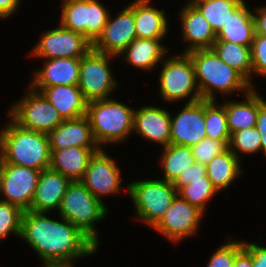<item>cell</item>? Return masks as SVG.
I'll list each match as a JSON object with an SVG mask.
<instances>
[{
	"label": "cell",
	"instance_id": "obj_1",
	"mask_svg": "<svg viewBox=\"0 0 266 267\" xmlns=\"http://www.w3.org/2000/svg\"><path fill=\"white\" fill-rule=\"evenodd\" d=\"M45 212L24 211L21 220V239L38 254L43 265L73 264L99 249L85 234L67 219L46 217Z\"/></svg>",
	"mask_w": 266,
	"mask_h": 267
},
{
	"label": "cell",
	"instance_id": "obj_2",
	"mask_svg": "<svg viewBox=\"0 0 266 267\" xmlns=\"http://www.w3.org/2000/svg\"><path fill=\"white\" fill-rule=\"evenodd\" d=\"M8 122L0 131V153L4 163L41 171L50 168L52 153L48 135L22 128L11 118Z\"/></svg>",
	"mask_w": 266,
	"mask_h": 267
},
{
	"label": "cell",
	"instance_id": "obj_3",
	"mask_svg": "<svg viewBox=\"0 0 266 267\" xmlns=\"http://www.w3.org/2000/svg\"><path fill=\"white\" fill-rule=\"evenodd\" d=\"M187 54L195 68L201 99L216 100V91L232 95L236 91L247 93L252 88L250 83L237 70L221 60L213 49H197Z\"/></svg>",
	"mask_w": 266,
	"mask_h": 267
},
{
	"label": "cell",
	"instance_id": "obj_4",
	"mask_svg": "<svg viewBox=\"0 0 266 267\" xmlns=\"http://www.w3.org/2000/svg\"><path fill=\"white\" fill-rule=\"evenodd\" d=\"M134 112L113 98L89 101L86 116L98 146L125 141L134 130Z\"/></svg>",
	"mask_w": 266,
	"mask_h": 267
},
{
	"label": "cell",
	"instance_id": "obj_5",
	"mask_svg": "<svg viewBox=\"0 0 266 267\" xmlns=\"http://www.w3.org/2000/svg\"><path fill=\"white\" fill-rule=\"evenodd\" d=\"M103 202L97 199L81 181H71L59 209V216L77 227L98 248L99 236L95 223L108 215V208Z\"/></svg>",
	"mask_w": 266,
	"mask_h": 267
},
{
	"label": "cell",
	"instance_id": "obj_6",
	"mask_svg": "<svg viewBox=\"0 0 266 267\" xmlns=\"http://www.w3.org/2000/svg\"><path fill=\"white\" fill-rule=\"evenodd\" d=\"M136 218L154 228L169 209L177 190L173 183L162 179H145L127 184Z\"/></svg>",
	"mask_w": 266,
	"mask_h": 267
},
{
	"label": "cell",
	"instance_id": "obj_7",
	"mask_svg": "<svg viewBox=\"0 0 266 267\" xmlns=\"http://www.w3.org/2000/svg\"><path fill=\"white\" fill-rule=\"evenodd\" d=\"M159 75V94L162 99L171 103L184 101L193 103L201 100L196 81L195 68L190 56L182 53L179 56L165 57Z\"/></svg>",
	"mask_w": 266,
	"mask_h": 267
},
{
	"label": "cell",
	"instance_id": "obj_8",
	"mask_svg": "<svg viewBox=\"0 0 266 267\" xmlns=\"http://www.w3.org/2000/svg\"><path fill=\"white\" fill-rule=\"evenodd\" d=\"M7 115L22 128L46 134L64 121L48 99L31 87L10 107Z\"/></svg>",
	"mask_w": 266,
	"mask_h": 267
},
{
	"label": "cell",
	"instance_id": "obj_9",
	"mask_svg": "<svg viewBox=\"0 0 266 267\" xmlns=\"http://www.w3.org/2000/svg\"><path fill=\"white\" fill-rule=\"evenodd\" d=\"M61 8L60 24L91 44L101 35L110 14L98 0H62Z\"/></svg>",
	"mask_w": 266,
	"mask_h": 267
},
{
	"label": "cell",
	"instance_id": "obj_10",
	"mask_svg": "<svg viewBox=\"0 0 266 267\" xmlns=\"http://www.w3.org/2000/svg\"><path fill=\"white\" fill-rule=\"evenodd\" d=\"M111 58L117 57L93 49L80 58L78 87L88 102L108 99L116 89L118 84L109 68Z\"/></svg>",
	"mask_w": 266,
	"mask_h": 267
},
{
	"label": "cell",
	"instance_id": "obj_11",
	"mask_svg": "<svg viewBox=\"0 0 266 267\" xmlns=\"http://www.w3.org/2000/svg\"><path fill=\"white\" fill-rule=\"evenodd\" d=\"M92 49V44L80 33L59 27L47 30L29 55L42 59L82 58Z\"/></svg>",
	"mask_w": 266,
	"mask_h": 267
},
{
	"label": "cell",
	"instance_id": "obj_12",
	"mask_svg": "<svg viewBox=\"0 0 266 267\" xmlns=\"http://www.w3.org/2000/svg\"><path fill=\"white\" fill-rule=\"evenodd\" d=\"M41 170L4 163L0 187V200L18 206L22 211H29Z\"/></svg>",
	"mask_w": 266,
	"mask_h": 267
},
{
	"label": "cell",
	"instance_id": "obj_13",
	"mask_svg": "<svg viewBox=\"0 0 266 267\" xmlns=\"http://www.w3.org/2000/svg\"><path fill=\"white\" fill-rule=\"evenodd\" d=\"M104 148H100L91 156L84 176L80 180L100 201L102 197L119 194L122 187L121 170Z\"/></svg>",
	"mask_w": 266,
	"mask_h": 267
},
{
	"label": "cell",
	"instance_id": "obj_14",
	"mask_svg": "<svg viewBox=\"0 0 266 267\" xmlns=\"http://www.w3.org/2000/svg\"><path fill=\"white\" fill-rule=\"evenodd\" d=\"M203 215L202 210L177 194L163 218L153 229L171 242L177 243L197 232Z\"/></svg>",
	"mask_w": 266,
	"mask_h": 267
},
{
	"label": "cell",
	"instance_id": "obj_15",
	"mask_svg": "<svg viewBox=\"0 0 266 267\" xmlns=\"http://www.w3.org/2000/svg\"><path fill=\"white\" fill-rule=\"evenodd\" d=\"M115 18L109 15L101 35L92 44V49L114 57H120L126 47L137 38L133 2L116 14Z\"/></svg>",
	"mask_w": 266,
	"mask_h": 267
},
{
	"label": "cell",
	"instance_id": "obj_16",
	"mask_svg": "<svg viewBox=\"0 0 266 267\" xmlns=\"http://www.w3.org/2000/svg\"><path fill=\"white\" fill-rule=\"evenodd\" d=\"M170 144L192 147L203 140L205 128V100L187 103L176 116H171Z\"/></svg>",
	"mask_w": 266,
	"mask_h": 267
},
{
	"label": "cell",
	"instance_id": "obj_17",
	"mask_svg": "<svg viewBox=\"0 0 266 267\" xmlns=\"http://www.w3.org/2000/svg\"><path fill=\"white\" fill-rule=\"evenodd\" d=\"M171 114L167 110L145 105L134 112V130L145 140L159 143L162 148L170 144Z\"/></svg>",
	"mask_w": 266,
	"mask_h": 267
},
{
	"label": "cell",
	"instance_id": "obj_18",
	"mask_svg": "<svg viewBox=\"0 0 266 267\" xmlns=\"http://www.w3.org/2000/svg\"><path fill=\"white\" fill-rule=\"evenodd\" d=\"M42 69L33 72L29 87L42 92L55 85H78L80 58L44 59Z\"/></svg>",
	"mask_w": 266,
	"mask_h": 267
},
{
	"label": "cell",
	"instance_id": "obj_19",
	"mask_svg": "<svg viewBox=\"0 0 266 267\" xmlns=\"http://www.w3.org/2000/svg\"><path fill=\"white\" fill-rule=\"evenodd\" d=\"M180 10L183 41L188 47L183 53L197 49H212L216 34L203 14L190 2Z\"/></svg>",
	"mask_w": 266,
	"mask_h": 267
},
{
	"label": "cell",
	"instance_id": "obj_20",
	"mask_svg": "<svg viewBox=\"0 0 266 267\" xmlns=\"http://www.w3.org/2000/svg\"><path fill=\"white\" fill-rule=\"evenodd\" d=\"M47 135L50 150H61L68 147L100 149L86 115L77 119L64 120Z\"/></svg>",
	"mask_w": 266,
	"mask_h": 267
},
{
	"label": "cell",
	"instance_id": "obj_21",
	"mask_svg": "<svg viewBox=\"0 0 266 267\" xmlns=\"http://www.w3.org/2000/svg\"><path fill=\"white\" fill-rule=\"evenodd\" d=\"M70 183L69 178L51 168L41 171L29 211L45 213L54 209L59 211L63 196Z\"/></svg>",
	"mask_w": 266,
	"mask_h": 267
},
{
	"label": "cell",
	"instance_id": "obj_22",
	"mask_svg": "<svg viewBox=\"0 0 266 267\" xmlns=\"http://www.w3.org/2000/svg\"><path fill=\"white\" fill-rule=\"evenodd\" d=\"M41 93L64 120L77 119L87 114L88 101L78 85H55L46 87Z\"/></svg>",
	"mask_w": 266,
	"mask_h": 267
},
{
	"label": "cell",
	"instance_id": "obj_23",
	"mask_svg": "<svg viewBox=\"0 0 266 267\" xmlns=\"http://www.w3.org/2000/svg\"><path fill=\"white\" fill-rule=\"evenodd\" d=\"M151 0L133 1V13L137 38L164 39L168 31V19L163 9L151 5Z\"/></svg>",
	"mask_w": 266,
	"mask_h": 267
},
{
	"label": "cell",
	"instance_id": "obj_24",
	"mask_svg": "<svg viewBox=\"0 0 266 267\" xmlns=\"http://www.w3.org/2000/svg\"><path fill=\"white\" fill-rule=\"evenodd\" d=\"M98 150L82 147L51 150L50 168L63 174L71 181H80L84 176L91 156Z\"/></svg>",
	"mask_w": 266,
	"mask_h": 267
},
{
	"label": "cell",
	"instance_id": "obj_25",
	"mask_svg": "<svg viewBox=\"0 0 266 267\" xmlns=\"http://www.w3.org/2000/svg\"><path fill=\"white\" fill-rule=\"evenodd\" d=\"M255 36L253 13L243 2L231 14L230 18L216 34V40L251 46Z\"/></svg>",
	"mask_w": 266,
	"mask_h": 267
},
{
	"label": "cell",
	"instance_id": "obj_26",
	"mask_svg": "<svg viewBox=\"0 0 266 267\" xmlns=\"http://www.w3.org/2000/svg\"><path fill=\"white\" fill-rule=\"evenodd\" d=\"M161 41V39L135 38L126 47L122 57L133 67L153 70L156 65L162 62L168 52Z\"/></svg>",
	"mask_w": 266,
	"mask_h": 267
},
{
	"label": "cell",
	"instance_id": "obj_27",
	"mask_svg": "<svg viewBox=\"0 0 266 267\" xmlns=\"http://www.w3.org/2000/svg\"><path fill=\"white\" fill-rule=\"evenodd\" d=\"M243 101H227L225 107L227 124L230 134L246 128H254L259 110V94L252 87L244 94Z\"/></svg>",
	"mask_w": 266,
	"mask_h": 267
},
{
	"label": "cell",
	"instance_id": "obj_28",
	"mask_svg": "<svg viewBox=\"0 0 266 267\" xmlns=\"http://www.w3.org/2000/svg\"><path fill=\"white\" fill-rule=\"evenodd\" d=\"M240 164V159L228 148L206 165L207 176L217 192L228 188L241 176Z\"/></svg>",
	"mask_w": 266,
	"mask_h": 267
},
{
	"label": "cell",
	"instance_id": "obj_29",
	"mask_svg": "<svg viewBox=\"0 0 266 267\" xmlns=\"http://www.w3.org/2000/svg\"><path fill=\"white\" fill-rule=\"evenodd\" d=\"M251 46H243L228 41L216 40L212 49L217 53L221 60L228 66L237 70L252 87V58Z\"/></svg>",
	"mask_w": 266,
	"mask_h": 267
},
{
	"label": "cell",
	"instance_id": "obj_30",
	"mask_svg": "<svg viewBox=\"0 0 266 267\" xmlns=\"http://www.w3.org/2000/svg\"><path fill=\"white\" fill-rule=\"evenodd\" d=\"M160 166L163 168L164 181L174 183L179 175L195 162L192 149L188 146L169 144L162 148Z\"/></svg>",
	"mask_w": 266,
	"mask_h": 267
},
{
	"label": "cell",
	"instance_id": "obj_31",
	"mask_svg": "<svg viewBox=\"0 0 266 267\" xmlns=\"http://www.w3.org/2000/svg\"><path fill=\"white\" fill-rule=\"evenodd\" d=\"M217 34L244 0H191Z\"/></svg>",
	"mask_w": 266,
	"mask_h": 267
},
{
	"label": "cell",
	"instance_id": "obj_32",
	"mask_svg": "<svg viewBox=\"0 0 266 267\" xmlns=\"http://www.w3.org/2000/svg\"><path fill=\"white\" fill-rule=\"evenodd\" d=\"M216 100H205V128L210 139L230 141L226 111L223 104L217 105Z\"/></svg>",
	"mask_w": 266,
	"mask_h": 267
},
{
	"label": "cell",
	"instance_id": "obj_33",
	"mask_svg": "<svg viewBox=\"0 0 266 267\" xmlns=\"http://www.w3.org/2000/svg\"><path fill=\"white\" fill-rule=\"evenodd\" d=\"M177 194L205 213L208 202L218 193L206 175L203 180L190 181V184L182 186Z\"/></svg>",
	"mask_w": 266,
	"mask_h": 267
},
{
	"label": "cell",
	"instance_id": "obj_34",
	"mask_svg": "<svg viewBox=\"0 0 266 267\" xmlns=\"http://www.w3.org/2000/svg\"><path fill=\"white\" fill-rule=\"evenodd\" d=\"M229 149L238 159H241L239 158V151L245 154L261 152V135L257 128H246L232 133L229 141Z\"/></svg>",
	"mask_w": 266,
	"mask_h": 267
},
{
	"label": "cell",
	"instance_id": "obj_35",
	"mask_svg": "<svg viewBox=\"0 0 266 267\" xmlns=\"http://www.w3.org/2000/svg\"><path fill=\"white\" fill-rule=\"evenodd\" d=\"M23 212L18 206L0 200V240L13 234L20 237Z\"/></svg>",
	"mask_w": 266,
	"mask_h": 267
},
{
	"label": "cell",
	"instance_id": "obj_36",
	"mask_svg": "<svg viewBox=\"0 0 266 267\" xmlns=\"http://www.w3.org/2000/svg\"><path fill=\"white\" fill-rule=\"evenodd\" d=\"M229 148V141H218L205 137L191 147L195 162L207 165L214 157Z\"/></svg>",
	"mask_w": 266,
	"mask_h": 267
},
{
	"label": "cell",
	"instance_id": "obj_37",
	"mask_svg": "<svg viewBox=\"0 0 266 267\" xmlns=\"http://www.w3.org/2000/svg\"><path fill=\"white\" fill-rule=\"evenodd\" d=\"M244 248L243 240L233 241L220 245L208 260L207 267H233L236 255Z\"/></svg>",
	"mask_w": 266,
	"mask_h": 267
},
{
	"label": "cell",
	"instance_id": "obj_38",
	"mask_svg": "<svg viewBox=\"0 0 266 267\" xmlns=\"http://www.w3.org/2000/svg\"><path fill=\"white\" fill-rule=\"evenodd\" d=\"M252 77L256 75L266 77V36L255 34L251 44Z\"/></svg>",
	"mask_w": 266,
	"mask_h": 267
},
{
	"label": "cell",
	"instance_id": "obj_39",
	"mask_svg": "<svg viewBox=\"0 0 266 267\" xmlns=\"http://www.w3.org/2000/svg\"><path fill=\"white\" fill-rule=\"evenodd\" d=\"M207 175L206 165L194 162L192 166L186 168L173 183L178 191L182 186L190 184V181L203 180Z\"/></svg>",
	"mask_w": 266,
	"mask_h": 267
},
{
	"label": "cell",
	"instance_id": "obj_40",
	"mask_svg": "<svg viewBox=\"0 0 266 267\" xmlns=\"http://www.w3.org/2000/svg\"><path fill=\"white\" fill-rule=\"evenodd\" d=\"M255 127L261 135V151L266 156V100H264L260 95L259 110Z\"/></svg>",
	"mask_w": 266,
	"mask_h": 267
},
{
	"label": "cell",
	"instance_id": "obj_41",
	"mask_svg": "<svg viewBox=\"0 0 266 267\" xmlns=\"http://www.w3.org/2000/svg\"><path fill=\"white\" fill-rule=\"evenodd\" d=\"M244 248L252 256L253 267H266V247L260 246L259 243H248L243 241Z\"/></svg>",
	"mask_w": 266,
	"mask_h": 267
},
{
	"label": "cell",
	"instance_id": "obj_42",
	"mask_svg": "<svg viewBox=\"0 0 266 267\" xmlns=\"http://www.w3.org/2000/svg\"><path fill=\"white\" fill-rule=\"evenodd\" d=\"M256 13L253 14L255 23V34L266 36V5L256 8Z\"/></svg>",
	"mask_w": 266,
	"mask_h": 267
},
{
	"label": "cell",
	"instance_id": "obj_43",
	"mask_svg": "<svg viewBox=\"0 0 266 267\" xmlns=\"http://www.w3.org/2000/svg\"><path fill=\"white\" fill-rule=\"evenodd\" d=\"M19 6L20 0H0V19L13 16Z\"/></svg>",
	"mask_w": 266,
	"mask_h": 267
},
{
	"label": "cell",
	"instance_id": "obj_44",
	"mask_svg": "<svg viewBox=\"0 0 266 267\" xmlns=\"http://www.w3.org/2000/svg\"><path fill=\"white\" fill-rule=\"evenodd\" d=\"M233 267H253L252 256L245 248L236 255Z\"/></svg>",
	"mask_w": 266,
	"mask_h": 267
},
{
	"label": "cell",
	"instance_id": "obj_45",
	"mask_svg": "<svg viewBox=\"0 0 266 267\" xmlns=\"http://www.w3.org/2000/svg\"><path fill=\"white\" fill-rule=\"evenodd\" d=\"M3 167H4V159L2 154L0 153V187H1V180H2V174H3Z\"/></svg>",
	"mask_w": 266,
	"mask_h": 267
},
{
	"label": "cell",
	"instance_id": "obj_46",
	"mask_svg": "<svg viewBox=\"0 0 266 267\" xmlns=\"http://www.w3.org/2000/svg\"><path fill=\"white\" fill-rule=\"evenodd\" d=\"M42 267H74L73 264H54V265H43Z\"/></svg>",
	"mask_w": 266,
	"mask_h": 267
}]
</instances>
